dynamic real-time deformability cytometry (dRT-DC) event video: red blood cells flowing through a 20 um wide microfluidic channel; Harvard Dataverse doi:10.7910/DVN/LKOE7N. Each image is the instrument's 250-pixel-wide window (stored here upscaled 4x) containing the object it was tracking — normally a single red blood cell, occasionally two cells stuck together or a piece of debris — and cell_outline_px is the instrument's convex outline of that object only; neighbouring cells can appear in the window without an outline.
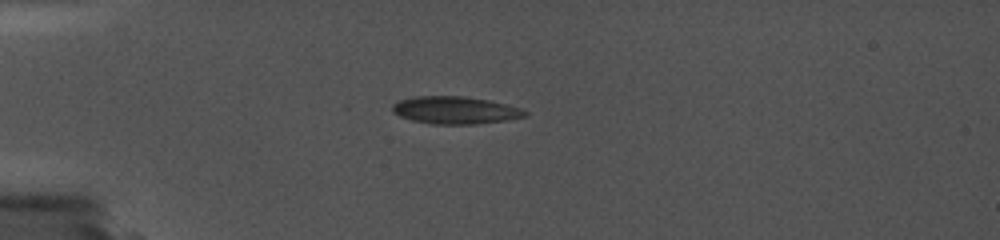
{"species": "common noctule bat (a hibernating species)", "species_latin": "Nyctalus noctula", "temperature_condition": "cold", "stored_images_in_passage": 3, "camera_frame_rate_fps": 5000, "um_per_image_px": 0.085, "animal": {"sex": "female", "body_mass_g": 19.0, "forearm_length_mm": 56.7}, "frame": {"image": 1, "passage_image": 1, "time_ms": 0.0, "image_size_px": [1000, 240], "cell_outline_px": [[688, 136], [608, 140], [548, 136], [532, 132], [532, 124], [544, 124], [636, 128], [688, 132]], "centroid_in_image_um": [51.19, 11.24], "position_along_channel_um": 33.8, "area_um2": 11.73}}